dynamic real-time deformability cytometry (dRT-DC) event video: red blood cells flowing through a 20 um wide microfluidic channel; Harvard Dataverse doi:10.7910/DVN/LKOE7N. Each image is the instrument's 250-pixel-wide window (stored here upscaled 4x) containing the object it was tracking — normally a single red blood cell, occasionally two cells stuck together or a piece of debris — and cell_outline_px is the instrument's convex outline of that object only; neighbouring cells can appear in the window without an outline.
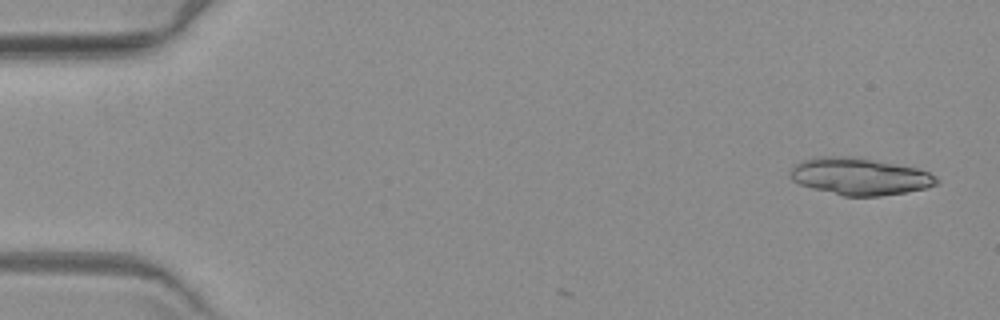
{"species": "common noctule bat (a hibernating species)", "species_latin": "Nyctalus noctula", "temperature_condition": "warm", "stored_images_in_passage": 3, "camera_frame_rate_fps": 3000, "um_per_image_px": 0.085, "animal": {"sex": "female", "body_mass_g": 19.3, "forearm_length_mm": 54.1}, "frame": {"image": 1, "passage_image": 1, "time_ms": 0.0, "image_size_px": [1000, 320], "cell_outline_px": [[940, 180], [936, 184], [924, 188], [904, 192], [880, 196], [844, 196], [812, 188], [800, 184], [792, 180], [788, 172], [796, 164], [804, 160], [820, 156], [852, 156], [896, 164], [916, 168], [928, 172], [936, 176]], "centroid_in_image_um": [73.05, 14.99], "position_along_channel_um": 11.9, "area_um2": 31.39}}